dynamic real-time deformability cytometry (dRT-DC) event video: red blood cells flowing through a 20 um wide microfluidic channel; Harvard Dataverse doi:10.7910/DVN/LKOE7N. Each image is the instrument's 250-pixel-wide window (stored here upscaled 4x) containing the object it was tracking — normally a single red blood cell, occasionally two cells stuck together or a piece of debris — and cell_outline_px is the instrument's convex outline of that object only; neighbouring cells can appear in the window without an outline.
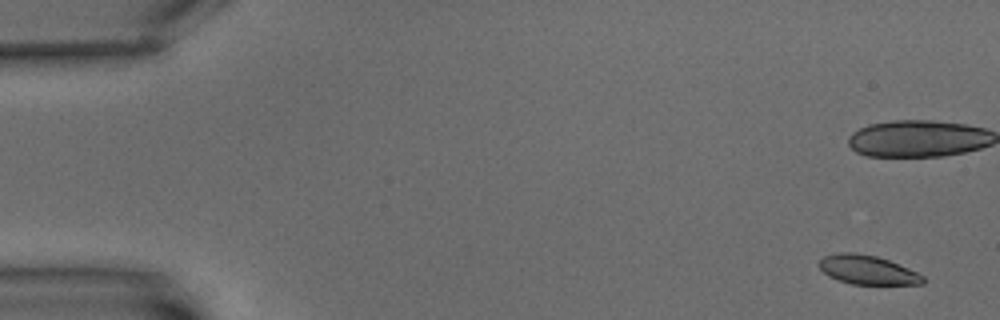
{"species": "common noctule bat (a hibernating species)", "species_latin": "Nyctalus noctula", "temperature_condition": "warm", "stored_images_in_passage": 7, "camera_frame_rate_fps": 3000, "um_per_image_px": 0.085, "animal": {"sex": "male", "body_mass_g": 15.6}, "frame": {"image": 1, "passage_image": 1, "time_ms": 0.0, "image_size_px": [1000, 320], "cell_outline_px": [[924, 284], [852, 284], [828, 276], [820, 268], [820, 260], [824, 256], [836, 252], [856, 252], [876, 256], [888, 260], [908, 268], [924, 276]], "centroid_in_image_um": [73.73, 22.93], "position_along_channel_um": 11.3, "area_um2": 17.46}}